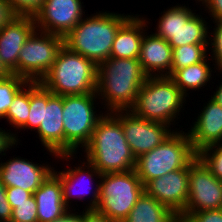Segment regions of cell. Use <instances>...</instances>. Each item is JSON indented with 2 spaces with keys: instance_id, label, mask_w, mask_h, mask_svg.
<instances>
[{
  "instance_id": "ba28073f",
  "label": "cell",
  "mask_w": 222,
  "mask_h": 222,
  "mask_svg": "<svg viewBox=\"0 0 222 222\" xmlns=\"http://www.w3.org/2000/svg\"><path fill=\"white\" fill-rule=\"evenodd\" d=\"M97 93L63 96L64 155H76L89 143L104 113L96 112Z\"/></svg>"
},
{
  "instance_id": "d6a6232c",
  "label": "cell",
  "mask_w": 222,
  "mask_h": 222,
  "mask_svg": "<svg viewBox=\"0 0 222 222\" xmlns=\"http://www.w3.org/2000/svg\"><path fill=\"white\" fill-rule=\"evenodd\" d=\"M18 16L34 17L42 8L44 0H8Z\"/></svg>"
},
{
  "instance_id": "d590c367",
  "label": "cell",
  "mask_w": 222,
  "mask_h": 222,
  "mask_svg": "<svg viewBox=\"0 0 222 222\" xmlns=\"http://www.w3.org/2000/svg\"><path fill=\"white\" fill-rule=\"evenodd\" d=\"M32 195V192L26 191L21 187H6V197L9 203L27 202V199Z\"/></svg>"
},
{
  "instance_id": "44dd1931",
  "label": "cell",
  "mask_w": 222,
  "mask_h": 222,
  "mask_svg": "<svg viewBox=\"0 0 222 222\" xmlns=\"http://www.w3.org/2000/svg\"><path fill=\"white\" fill-rule=\"evenodd\" d=\"M37 205L38 222H51L69 208L63 202L60 179L52 172L33 193Z\"/></svg>"
},
{
  "instance_id": "e575fe53",
  "label": "cell",
  "mask_w": 222,
  "mask_h": 222,
  "mask_svg": "<svg viewBox=\"0 0 222 222\" xmlns=\"http://www.w3.org/2000/svg\"><path fill=\"white\" fill-rule=\"evenodd\" d=\"M12 208L6 197V186L0 180V222H10Z\"/></svg>"
},
{
  "instance_id": "8992f818",
  "label": "cell",
  "mask_w": 222,
  "mask_h": 222,
  "mask_svg": "<svg viewBox=\"0 0 222 222\" xmlns=\"http://www.w3.org/2000/svg\"><path fill=\"white\" fill-rule=\"evenodd\" d=\"M186 100L169 76L147 77L129 110L137 117L172 126Z\"/></svg>"
},
{
  "instance_id": "4dcf8cb0",
  "label": "cell",
  "mask_w": 222,
  "mask_h": 222,
  "mask_svg": "<svg viewBox=\"0 0 222 222\" xmlns=\"http://www.w3.org/2000/svg\"><path fill=\"white\" fill-rule=\"evenodd\" d=\"M213 23L216 28H213V32L209 33L211 36L208 37V45L211 46L209 48L212 53L209 55H212L210 59L216 63L212 65H215L214 68L218 70L222 69V21H213Z\"/></svg>"
},
{
  "instance_id": "52a82bcc",
  "label": "cell",
  "mask_w": 222,
  "mask_h": 222,
  "mask_svg": "<svg viewBox=\"0 0 222 222\" xmlns=\"http://www.w3.org/2000/svg\"><path fill=\"white\" fill-rule=\"evenodd\" d=\"M196 157L188 132L177 129L162 144L139 156L135 170L145 186L154 178L187 167Z\"/></svg>"
},
{
  "instance_id": "5bb4252c",
  "label": "cell",
  "mask_w": 222,
  "mask_h": 222,
  "mask_svg": "<svg viewBox=\"0 0 222 222\" xmlns=\"http://www.w3.org/2000/svg\"><path fill=\"white\" fill-rule=\"evenodd\" d=\"M144 191L179 218L188 202L189 165L154 178L144 186Z\"/></svg>"
},
{
  "instance_id": "d6986e66",
  "label": "cell",
  "mask_w": 222,
  "mask_h": 222,
  "mask_svg": "<svg viewBox=\"0 0 222 222\" xmlns=\"http://www.w3.org/2000/svg\"><path fill=\"white\" fill-rule=\"evenodd\" d=\"M172 47L154 33H144L138 60L148 77L172 75ZM157 72V73H156Z\"/></svg>"
},
{
  "instance_id": "8d00e7d4",
  "label": "cell",
  "mask_w": 222,
  "mask_h": 222,
  "mask_svg": "<svg viewBox=\"0 0 222 222\" xmlns=\"http://www.w3.org/2000/svg\"><path fill=\"white\" fill-rule=\"evenodd\" d=\"M18 15L8 0H0V30L13 21Z\"/></svg>"
},
{
  "instance_id": "ffe728a7",
  "label": "cell",
  "mask_w": 222,
  "mask_h": 222,
  "mask_svg": "<svg viewBox=\"0 0 222 222\" xmlns=\"http://www.w3.org/2000/svg\"><path fill=\"white\" fill-rule=\"evenodd\" d=\"M137 15H131L116 32L111 48L112 58L138 59L149 21L147 17L145 19L143 16Z\"/></svg>"
},
{
  "instance_id": "f546056e",
  "label": "cell",
  "mask_w": 222,
  "mask_h": 222,
  "mask_svg": "<svg viewBox=\"0 0 222 222\" xmlns=\"http://www.w3.org/2000/svg\"><path fill=\"white\" fill-rule=\"evenodd\" d=\"M9 204L12 208L10 222H38L37 205L33 195L27 199V202Z\"/></svg>"
},
{
  "instance_id": "ab89813d",
  "label": "cell",
  "mask_w": 222,
  "mask_h": 222,
  "mask_svg": "<svg viewBox=\"0 0 222 222\" xmlns=\"http://www.w3.org/2000/svg\"><path fill=\"white\" fill-rule=\"evenodd\" d=\"M84 222H115L96 210H86L84 212Z\"/></svg>"
},
{
  "instance_id": "9c48e42d",
  "label": "cell",
  "mask_w": 222,
  "mask_h": 222,
  "mask_svg": "<svg viewBox=\"0 0 222 222\" xmlns=\"http://www.w3.org/2000/svg\"><path fill=\"white\" fill-rule=\"evenodd\" d=\"M143 192L144 185L135 169L104 173L100 179L99 204L95 210L115 222H123Z\"/></svg>"
},
{
  "instance_id": "9a60e30c",
  "label": "cell",
  "mask_w": 222,
  "mask_h": 222,
  "mask_svg": "<svg viewBox=\"0 0 222 222\" xmlns=\"http://www.w3.org/2000/svg\"><path fill=\"white\" fill-rule=\"evenodd\" d=\"M77 166H73V168L72 167L70 168L69 164H68L67 168H65L64 170L62 169V171L53 170V173L60 179V182L62 185L63 202L65 203V205L69 209H71L72 207H70V205H71L70 200L73 197L76 198V200L78 199L81 201V200H84L85 196H88V194L90 192V193H92V194H90V195H92L91 196L92 198H90V201H88L89 202L88 205L86 203L85 209L86 210H95L99 204L100 180L95 181L94 177L101 179L102 174L87 160L86 161L83 160V162L81 161V165H77ZM68 167H69V169H68ZM86 180H90V181H86ZM93 180H94V182H97V183H95L96 187L95 188H93V187L88 188L89 184L91 185ZM85 182L86 183L89 182L88 185L86 184L87 185L86 188H85V186H86ZM83 185H85V186H83ZM75 187L77 189L80 187L81 190H79V189L77 190V189H75Z\"/></svg>"
},
{
  "instance_id": "5b68a950",
  "label": "cell",
  "mask_w": 222,
  "mask_h": 222,
  "mask_svg": "<svg viewBox=\"0 0 222 222\" xmlns=\"http://www.w3.org/2000/svg\"><path fill=\"white\" fill-rule=\"evenodd\" d=\"M98 66L63 45L54 64L39 82L55 95L96 93Z\"/></svg>"
},
{
  "instance_id": "60d3db41",
  "label": "cell",
  "mask_w": 222,
  "mask_h": 222,
  "mask_svg": "<svg viewBox=\"0 0 222 222\" xmlns=\"http://www.w3.org/2000/svg\"><path fill=\"white\" fill-rule=\"evenodd\" d=\"M218 72H221L219 74L222 75V69H218ZM211 99L222 106V82L217 86L216 92L214 91L213 95H211Z\"/></svg>"
},
{
  "instance_id": "f35d334b",
  "label": "cell",
  "mask_w": 222,
  "mask_h": 222,
  "mask_svg": "<svg viewBox=\"0 0 222 222\" xmlns=\"http://www.w3.org/2000/svg\"><path fill=\"white\" fill-rule=\"evenodd\" d=\"M74 210L68 209L62 216L54 219L51 222H84V209L83 212L78 213V212H73ZM77 213V214H76Z\"/></svg>"
},
{
  "instance_id": "b9f144b4",
  "label": "cell",
  "mask_w": 222,
  "mask_h": 222,
  "mask_svg": "<svg viewBox=\"0 0 222 222\" xmlns=\"http://www.w3.org/2000/svg\"><path fill=\"white\" fill-rule=\"evenodd\" d=\"M13 73L5 66L0 58V79L11 76Z\"/></svg>"
},
{
  "instance_id": "277c9868",
  "label": "cell",
  "mask_w": 222,
  "mask_h": 222,
  "mask_svg": "<svg viewBox=\"0 0 222 222\" xmlns=\"http://www.w3.org/2000/svg\"><path fill=\"white\" fill-rule=\"evenodd\" d=\"M99 11L83 19L64 37V45L97 66L111 57V48L119 27L131 16Z\"/></svg>"
},
{
  "instance_id": "484cf974",
  "label": "cell",
  "mask_w": 222,
  "mask_h": 222,
  "mask_svg": "<svg viewBox=\"0 0 222 222\" xmlns=\"http://www.w3.org/2000/svg\"><path fill=\"white\" fill-rule=\"evenodd\" d=\"M208 47V44H191L172 48V74L177 69L202 62L207 56H209L207 55L210 51Z\"/></svg>"
},
{
  "instance_id": "cb8c5ba5",
  "label": "cell",
  "mask_w": 222,
  "mask_h": 222,
  "mask_svg": "<svg viewBox=\"0 0 222 222\" xmlns=\"http://www.w3.org/2000/svg\"><path fill=\"white\" fill-rule=\"evenodd\" d=\"M201 15L195 14L187 23H182L168 41L172 48L191 44H208L209 24Z\"/></svg>"
},
{
  "instance_id": "7c38bea8",
  "label": "cell",
  "mask_w": 222,
  "mask_h": 222,
  "mask_svg": "<svg viewBox=\"0 0 222 222\" xmlns=\"http://www.w3.org/2000/svg\"><path fill=\"white\" fill-rule=\"evenodd\" d=\"M120 123L136 159L162 144L175 131L162 122L137 117L130 110H120Z\"/></svg>"
},
{
  "instance_id": "1f68e13d",
  "label": "cell",
  "mask_w": 222,
  "mask_h": 222,
  "mask_svg": "<svg viewBox=\"0 0 222 222\" xmlns=\"http://www.w3.org/2000/svg\"><path fill=\"white\" fill-rule=\"evenodd\" d=\"M178 220L179 222H222V208L183 213Z\"/></svg>"
},
{
  "instance_id": "4fadbf2b",
  "label": "cell",
  "mask_w": 222,
  "mask_h": 222,
  "mask_svg": "<svg viewBox=\"0 0 222 222\" xmlns=\"http://www.w3.org/2000/svg\"><path fill=\"white\" fill-rule=\"evenodd\" d=\"M81 0H44L34 16L36 29L65 37L82 19Z\"/></svg>"
},
{
  "instance_id": "83f0119b",
  "label": "cell",
  "mask_w": 222,
  "mask_h": 222,
  "mask_svg": "<svg viewBox=\"0 0 222 222\" xmlns=\"http://www.w3.org/2000/svg\"><path fill=\"white\" fill-rule=\"evenodd\" d=\"M26 79L12 74L0 79V119L5 118L14 96L28 83Z\"/></svg>"
},
{
  "instance_id": "7a4b0ae2",
  "label": "cell",
  "mask_w": 222,
  "mask_h": 222,
  "mask_svg": "<svg viewBox=\"0 0 222 222\" xmlns=\"http://www.w3.org/2000/svg\"><path fill=\"white\" fill-rule=\"evenodd\" d=\"M147 77L138 59L110 57L101 62L96 93L105 105L102 109L106 107V112L129 110Z\"/></svg>"
},
{
  "instance_id": "74e56055",
  "label": "cell",
  "mask_w": 222,
  "mask_h": 222,
  "mask_svg": "<svg viewBox=\"0 0 222 222\" xmlns=\"http://www.w3.org/2000/svg\"><path fill=\"white\" fill-rule=\"evenodd\" d=\"M201 4L210 13L212 21H222V0H204Z\"/></svg>"
},
{
  "instance_id": "e0dca14e",
  "label": "cell",
  "mask_w": 222,
  "mask_h": 222,
  "mask_svg": "<svg viewBox=\"0 0 222 222\" xmlns=\"http://www.w3.org/2000/svg\"><path fill=\"white\" fill-rule=\"evenodd\" d=\"M35 29L34 17L17 16L0 30V58L15 75H18L20 50Z\"/></svg>"
},
{
  "instance_id": "3957f363",
  "label": "cell",
  "mask_w": 222,
  "mask_h": 222,
  "mask_svg": "<svg viewBox=\"0 0 222 222\" xmlns=\"http://www.w3.org/2000/svg\"><path fill=\"white\" fill-rule=\"evenodd\" d=\"M63 96L55 95L39 82H30V109L21 129H34L43 147L56 159H74L64 155ZM73 157V158H72Z\"/></svg>"
},
{
  "instance_id": "6da1fadb",
  "label": "cell",
  "mask_w": 222,
  "mask_h": 222,
  "mask_svg": "<svg viewBox=\"0 0 222 222\" xmlns=\"http://www.w3.org/2000/svg\"><path fill=\"white\" fill-rule=\"evenodd\" d=\"M104 113L83 150L84 160L90 162L101 174L135 169L136 158L126 141L120 123V110Z\"/></svg>"
},
{
  "instance_id": "d4e9b609",
  "label": "cell",
  "mask_w": 222,
  "mask_h": 222,
  "mask_svg": "<svg viewBox=\"0 0 222 222\" xmlns=\"http://www.w3.org/2000/svg\"><path fill=\"white\" fill-rule=\"evenodd\" d=\"M196 13L185 5H177L167 8V10L161 12L159 21H157L156 31L153 32L159 37H162L166 41H169L179 29L182 23H187Z\"/></svg>"
},
{
  "instance_id": "8fae6325",
  "label": "cell",
  "mask_w": 222,
  "mask_h": 222,
  "mask_svg": "<svg viewBox=\"0 0 222 222\" xmlns=\"http://www.w3.org/2000/svg\"><path fill=\"white\" fill-rule=\"evenodd\" d=\"M222 208V180L196 157L189 164L188 202L184 213Z\"/></svg>"
},
{
  "instance_id": "f1b7e54d",
  "label": "cell",
  "mask_w": 222,
  "mask_h": 222,
  "mask_svg": "<svg viewBox=\"0 0 222 222\" xmlns=\"http://www.w3.org/2000/svg\"><path fill=\"white\" fill-rule=\"evenodd\" d=\"M197 157L216 178L222 180V143L204 147L197 152Z\"/></svg>"
},
{
  "instance_id": "836d02e7",
  "label": "cell",
  "mask_w": 222,
  "mask_h": 222,
  "mask_svg": "<svg viewBox=\"0 0 222 222\" xmlns=\"http://www.w3.org/2000/svg\"><path fill=\"white\" fill-rule=\"evenodd\" d=\"M18 141L19 139L16 133H12L11 130H7L6 132L5 130H2V128H0V158H2V155L6 156V151L10 150L12 146L13 148L14 145L17 146Z\"/></svg>"
},
{
  "instance_id": "7402d4cb",
  "label": "cell",
  "mask_w": 222,
  "mask_h": 222,
  "mask_svg": "<svg viewBox=\"0 0 222 222\" xmlns=\"http://www.w3.org/2000/svg\"><path fill=\"white\" fill-rule=\"evenodd\" d=\"M123 222H179V220L166 206L144 191Z\"/></svg>"
},
{
  "instance_id": "ac0fdd59",
  "label": "cell",
  "mask_w": 222,
  "mask_h": 222,
  "mask_svg": "<svg viewBox=\"0 0 222 222\" xmlns=\"http://www.w3.org/2000/svg\"><path fill=\"white\" fill-rule=\"evenodd\" d=\"M199 113L192 127L188 128L196 152L206 146L222 143V106L210 99Z\"/></svg>"
},
{
  "instance_id": "603a6c76",
  "label": "cell",
  "mask_w": 222,
  "mask_h": 222,
  "mask_svg": "<svg viewBox=\"0 0 222 222\" xmlns=\"http://www.w3.org/2000/svg\"><path fill=\"white\" fill-rule=\"evenodd\" d=\"M210 56L206 57L202 62L177 69L170 78L175 82V85L182 93L189 97L187 93L190 90L202 89L207 83L210 84L212 79V67L209 65Z\"/></svg>"
},
{
  "instance_id": "30bf717a",
  "label": "cell",
  "mask_w": 222,
  "mask_h": 222,
  "mask_svg": "<svg viewBox=\"0 0 222 222\" xmlns=\"http://www.w3.org/2000/svg\"><path fill=\"white\" fill-rule=\"evenodd\" d=\"M63 45L64 37L35 29L20 50L18 76L29 82H40Z\"/></svg>"
},
{
  "instance_id": "2e32d148",
  "label": "cell",
  "mask_w": 222,
  "mask_h": 222,
  "mask_svg": "<svg viewBox=\"0 0 222 222\" xmlns=\"http://www.w3.org/2000/svg\"><path fill=\"white\" fill-rule=\"evenodd\" d=\"M35 163L13 156L0 163V180L6 187H21L34 193L55 169L48 164Z\"/></svg>"
},
{
  "instance_id": "4316f807",
  "label": "cell",
  "mask_w": 222,
  "mask_h": 222,
  "mask_svg": "<svg viewBox=\"0 0 222 222\" xmlns=\"http://www.w3.org/2000/svg\"><path fill=\"white\" fill-rule=\"evenodd\" d=\"M30 109V82H28L15 96L9 107L5 119L14 129H20L28 119Z\"/></svg>"
}]
</instances>
